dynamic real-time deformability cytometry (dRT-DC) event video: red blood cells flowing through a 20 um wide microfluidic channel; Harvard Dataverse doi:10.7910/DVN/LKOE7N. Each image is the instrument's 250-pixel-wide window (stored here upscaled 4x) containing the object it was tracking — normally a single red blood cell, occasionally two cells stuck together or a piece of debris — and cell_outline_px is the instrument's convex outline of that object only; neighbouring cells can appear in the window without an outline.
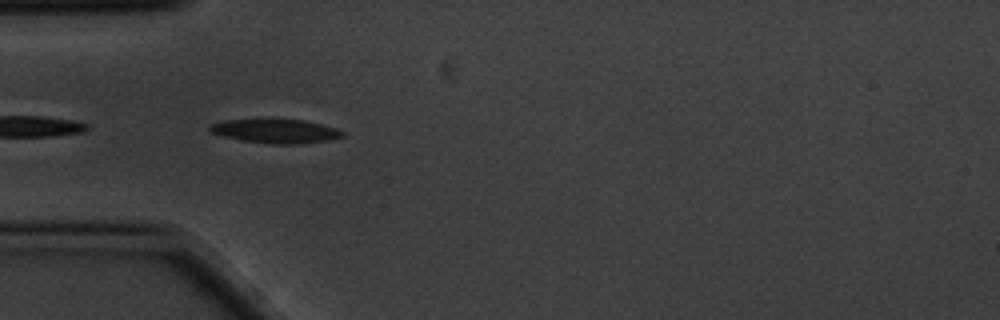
{"species": "common noctule bat (a hibernating species)", "species_latin": "Nyctalus noctula", "temperature_condition": "cold", "stored_images_in_passage": 6, "camera_frame_rate_fps": 3000, "um_per_image_px": 0.085, "animal": {"sex": "male", "body_mass_g": 20.1, "forearm_length_mm": 53.5}, "frame": {"image": 1, "passage_image": 5, "time_ms": 1.333, "image_size_px": [1000, 320], "cell_outline_px": [[344, 136], [324, 140], [300, 144], [272, 144], [244, 140], [224, 136], [212, 132], [208, 128], [212, 124], [228, 120], [260, 116], [268, 116], [304, 120], [336, 128], [344, 132]], "centroid_in_image_um": [23.41, 11.08], "position_along_channel_um": 61.6, "area_um2": 19.13}}